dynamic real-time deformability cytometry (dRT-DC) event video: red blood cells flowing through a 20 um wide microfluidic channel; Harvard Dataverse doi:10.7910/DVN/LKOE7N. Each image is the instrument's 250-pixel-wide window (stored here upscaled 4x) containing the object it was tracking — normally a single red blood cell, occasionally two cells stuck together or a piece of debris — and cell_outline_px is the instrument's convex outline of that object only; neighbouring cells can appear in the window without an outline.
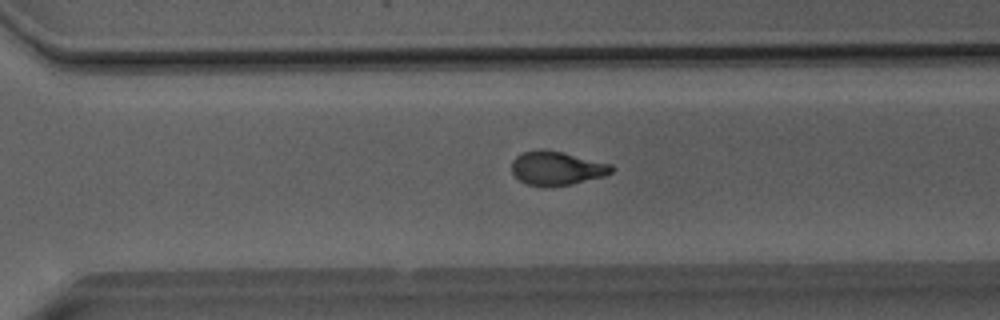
{"species": "Egyptian fruit bat (a non-hibernating species)", "species_latin": "Rousettus aegyptiacus", "temperature_condition": "room temperature", "stored_images_in_passage": 42, "camera_frame_rate_fps": 3000, "um_per_image_px": 0.085, "animal": {"sex": "male"}, "frame": {"image": 1, "passage_image": 30, "time_ms": 9.667, "image_size_px": [1000, 320], "cell_outline_px": [[616, 168], [612, 172], [604, 176], [572, 184], [528, 184], [520, 180], [512, 172], [512, 160], [516, 156], [524, 152], [540, 148], [560, 152], [612, 164]], "centroid_in_image_um": [47.35, 14.26], "position_along_channel_um": 323.3, "area_um2": 19.13}}